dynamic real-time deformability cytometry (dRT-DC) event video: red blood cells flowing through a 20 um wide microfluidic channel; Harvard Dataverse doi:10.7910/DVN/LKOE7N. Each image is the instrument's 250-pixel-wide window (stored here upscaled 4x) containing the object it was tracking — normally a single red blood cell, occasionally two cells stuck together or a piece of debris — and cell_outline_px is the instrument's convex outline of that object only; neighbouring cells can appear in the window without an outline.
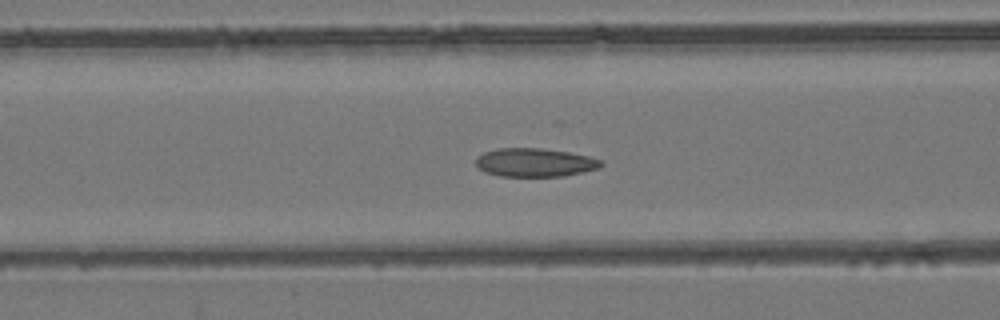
{"species": "common noctule bat (a hibernating species)", "species_latin": "Nyctalus noctula", "temperature_condition": "room temperature", "stored_images_in_passage": 45, "camera_frame_rate_fps": 3000, "um_per_image_px": 0.085, "animal": {"sex": "female", "body_mass_g": 24.6, "forearm_length_mm": 56.2}, "frame": {"image": 1, "passage_image": 21, "time_ms": 6.667, "image_size_px": [1000, 320], "cell_outline_px": [[604, 164], [600, 168], [584, 172], [564, 176], [500, 176], [484, 172], [476, 164], [476, 156], [484, 152], [496, 148], [540, 148], [568, 152], [588, 156], [600, 160]], "centroid_in_image_um": [45.45, 13.81], "position_along_channel_um": 121.1, "area_um2": 20.87}}
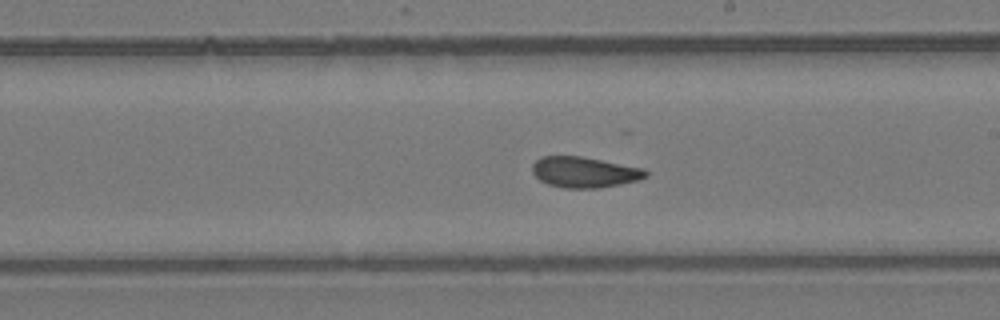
{"frame": {"image": 2, "passage_image": 30, "time_ms": 9.667, "image_size_px": [1000, 320], "cell_outline_px": [[648, 176], [640, 180], [600, 188], [564, 188], [548, 184], [540, 180], [532, 172], [532, 164], [540, 156], [580, 156], [644, 168], [648, 172]], "centroid_in_image_um": [49.68, 14.64], "position_along_channel_um": 239.3, "area_um2": 20.4}}
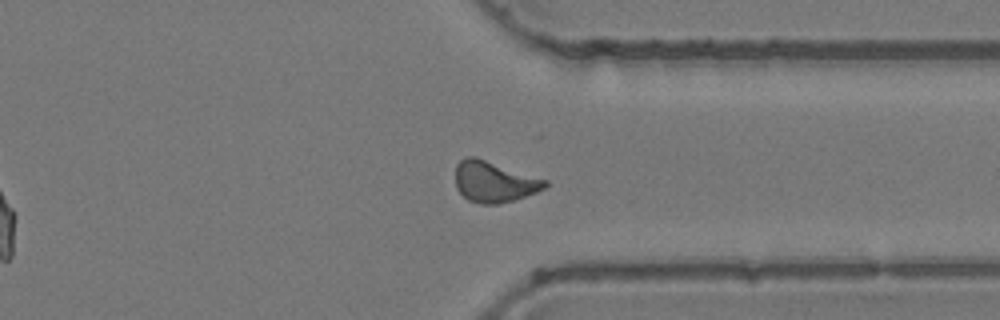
{"frame": {"image": 3, "passage_image": 40, "time_ms": 13.0, "image_size_px": [1000, 320], "cell_outline_px": [[548, 184], [544, 188], [536, 192], [512, 200], [496, 204], [480, 204], [468, 200], [456, 188], [456, 164], [464, 156], [476, 156], [548, 180]], "centroid_in_image_um": [41.98, 15.42], "position_along_channel_um": 369.4, "area_um2": 21.44}, "authors_computed_cell_mechanics": {"area_um2": 21.2704, "velocity_mm_per_s": 3.9332, "shape_relaxation_time_tau1_ms": null, "shape_relaxation_time_tau2_ms": 2.1297, "deformation_change_tau1": null, "deformation_change_tau2": 0.0847}}